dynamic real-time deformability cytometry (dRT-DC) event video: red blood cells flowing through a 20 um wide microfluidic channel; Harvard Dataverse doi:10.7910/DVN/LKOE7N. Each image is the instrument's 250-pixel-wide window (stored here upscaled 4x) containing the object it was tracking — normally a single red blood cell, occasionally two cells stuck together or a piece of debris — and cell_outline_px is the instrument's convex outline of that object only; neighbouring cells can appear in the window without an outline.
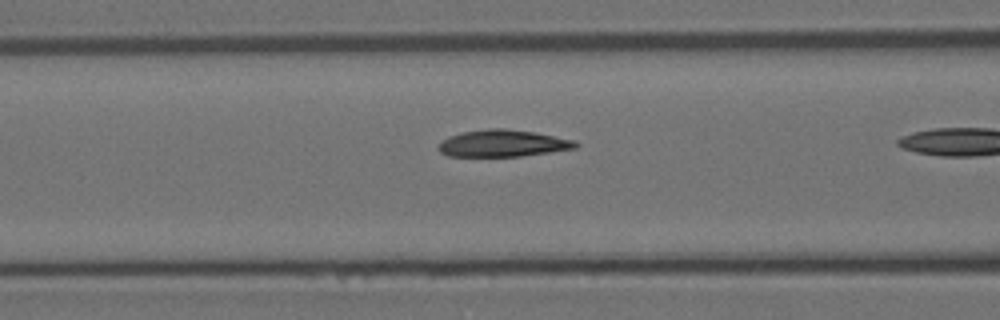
{"species": "Egyptian fruit bat (a non-hibernating species)", "species_latin": "Rousettus aegyptiacus", "temperature_condition": "room temperature", "stored_images_in_passage": 8, "camera_frame_rate_fps": 3000, "um_per_image_px": 0.085, "animal": {"sex": "female"}, "frame": {"image": 1, "passage_image": 6, "time_ms": 1.667, "image_size_px": [1000, 320], "cell_outline_px": [[580, 144], [576, 148], [520, 156], [448, 156], [440, 152], [436, 148], [448, 136], [464, 132], [488, 128], [504, 128], [536, 132], [576, 140]], "centroid_in_image_um": [42.76, 12.18], "position_along_channel_um": 123.8, "area_um2": 21.5}}